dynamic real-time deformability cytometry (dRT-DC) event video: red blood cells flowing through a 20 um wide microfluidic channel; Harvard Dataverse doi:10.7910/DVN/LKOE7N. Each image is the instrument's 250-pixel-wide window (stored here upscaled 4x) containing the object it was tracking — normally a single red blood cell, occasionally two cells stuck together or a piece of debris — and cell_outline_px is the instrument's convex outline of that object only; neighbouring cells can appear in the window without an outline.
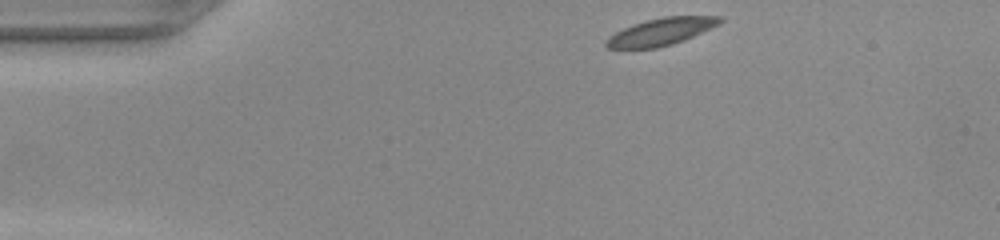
{"species": "common noctule bat (a hibernating species)", "species_latin": "Nyctalus noctula", "temperature_condition": "warm", "stored_images_in_passage": 43, "camera_frame_rate_fps": 3000, "um_per_image_px": 0.085, "animal": {"sex": "female", "body_mass_g": 22.0, "forearm_length_mm": 56.7}, "frame": {"image": 1, "passage_image": 1, "time_ms": 0.0, "image_size_px": [1000, 240], "cell_outline_px": [[724, 20], [720, 24], [684, 40], [672, 44], [656, 48], [608, 48], [604, 44], [604, 40], [608, 36], [632, 24], [664, 16], [724, 16]], "centroid_in_image_um": [56.2, 2.69], "position_along_channel_um": 28.8, "area_um2": 18.03}}
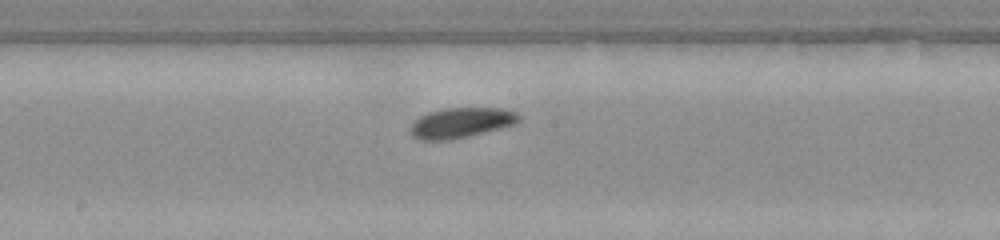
{"frame": {"image": 2, "passage_image": 19, "time_ms": 6.0, "image_size_px": [1000, 240], "cell_outline_px": [[520, 120], [516, 124], [468, 136], [448, 140], [420, 140], [412, 136], [412, 124], [420, 116], [428, 112], [444, 108], [504, 108], [516, 112], [520, 116]], "centroid_in_image_um": [39.22, 10.42], "position_along_channel_um": 209.0, "area_um2": 18.96}}
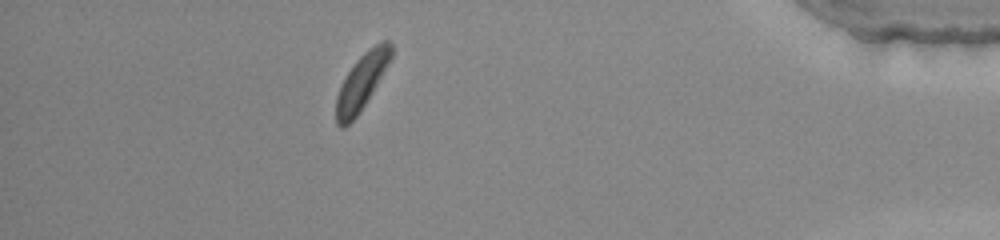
{"frame": {"image": 3, "passage_image": 37, "time_ms": 12.0, "image_size_px": [1000, 240], "cell_outline_px": [[396, 48], [392, 56], [376, 84], [364, 104], [356, 116], [344, 128], [340, 128], [336, 124], [336, 96], [348, 72], [356, 60], [368, 48], [380, 40], [388, 40]], "centroid_in_image_um": [30.76, 6.89], "position_along_channel_um": 404.4, "area_um2": 17.57}}